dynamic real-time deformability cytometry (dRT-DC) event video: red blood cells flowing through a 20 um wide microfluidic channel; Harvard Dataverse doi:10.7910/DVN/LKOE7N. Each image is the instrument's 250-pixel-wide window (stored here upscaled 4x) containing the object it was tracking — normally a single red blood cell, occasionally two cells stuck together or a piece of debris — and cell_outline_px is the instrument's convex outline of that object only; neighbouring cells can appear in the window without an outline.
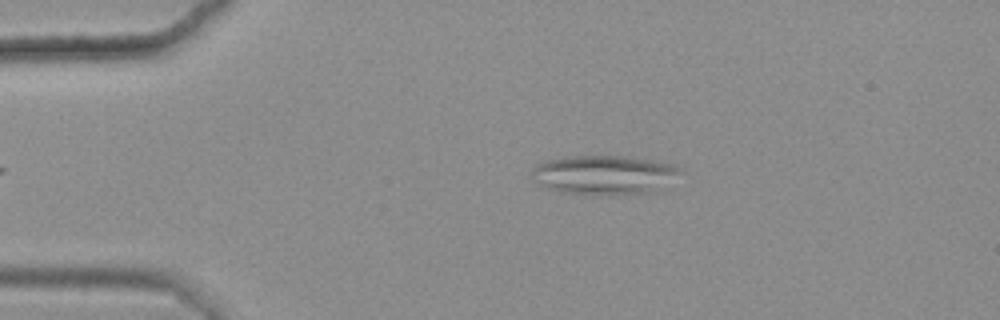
{"species": "common noctule bat (a hibernating species)", "species_latin": "Nyctalus noctula", "temperature_condition": "warm", "stored_images_in_passage": 48, "camera_frame_rate_fps": 3000, "um_per_image_px": 0.085, "animal": {"sex": "female", "body_mass_g": 25.1}, "frame": {"image": 1, "passage_image": 10, "time_ms": 3.0, "image_size_px": [1000, 320], "cell_outline_px": [[684, 172], [664, 188], [648, 192], [612, 196], [600, 196], [560, 192], [548, 188], [532, 180], [532, 168], [536, 164], [548, 160], [568, 156], [628, 156], [652, 160], [672, 164], [680, 168]], "centroid_in_image_um": [51.39, 14.88], "position_along_channel_um": 33.6, "area_um2": 34.62}}
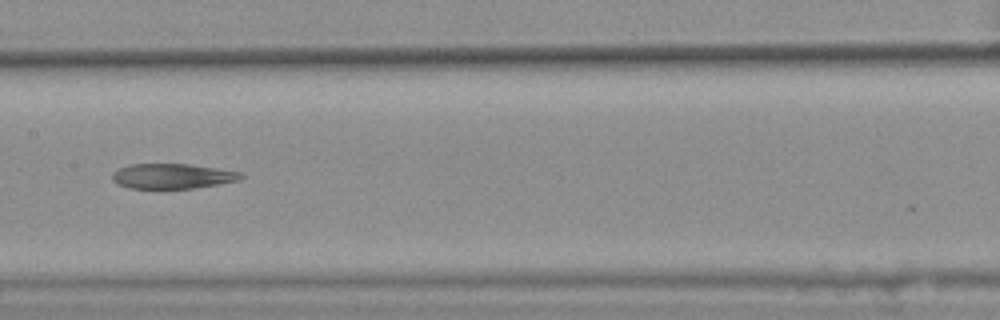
{"frame": {"image": 2, "passage_image": 27, "time_ms": 8.667, "image_size_px": [1000, 320], "cell_outline_px": [[244, 176], [240, 180], [220, 184], [196, 188], [128, 188], [116, 184], [112, 180], [112, 172], [120, 168], [132, 164], [192, 164], [240, 172]], "centroid_in_image_um": [14.65, 14.97], "position_along_channel_um": 192.8, "area_um2": 18.84}}
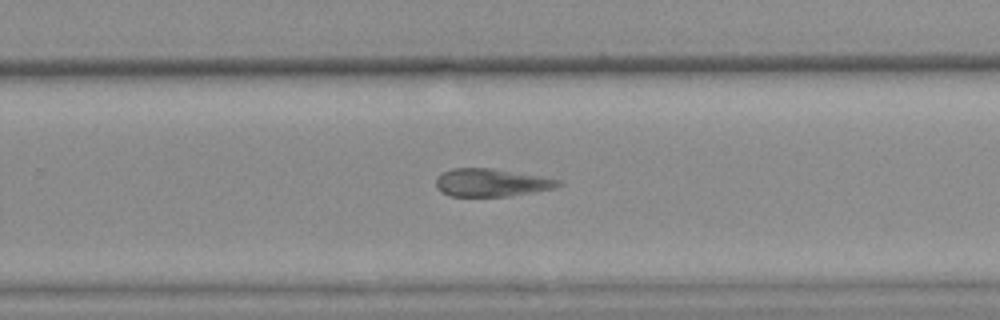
{"frame": {"image": 3, "passage_image": 35, "time_ms": 11.333, "image_size_px": [1000, 320], "cell_outline_px": [[564, 184], [556, 188], [508, 196], [448, 196], [440, 192], [436, 188], [436, 176], [452, 168], [488, 168], [560, 180]], "centroid_in_image_um": [41.71, 15.53], "position_along_channel_um": 288.1, "area_um2": 19.65}}